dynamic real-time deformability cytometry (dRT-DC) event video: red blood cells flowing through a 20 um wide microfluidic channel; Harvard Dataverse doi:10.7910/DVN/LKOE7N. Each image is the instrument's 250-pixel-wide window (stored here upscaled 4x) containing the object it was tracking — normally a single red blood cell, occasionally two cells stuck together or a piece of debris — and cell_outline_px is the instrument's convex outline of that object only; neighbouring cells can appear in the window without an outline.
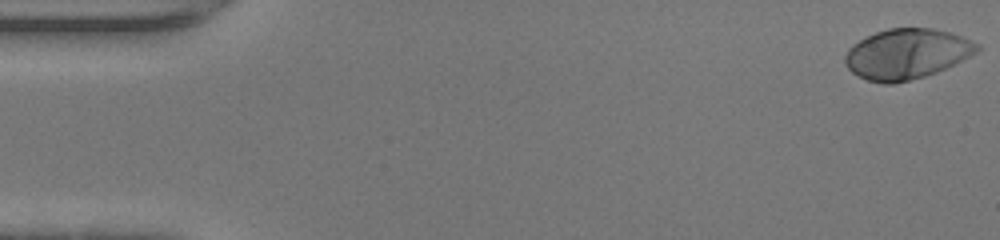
{"species": "human", "species_latin": "Homo sapiens", "temperature_condition": "warm", "stored_images_in_passage": 47, "camera_frame_rate_fps": 3000, "um_per_image_px": 0.085, "donor": {"sex": "female"}, "frame": {"image": 1, "passage_image": 1, "time_ms": 0.0, "image_size_px": [1000, 240], "cell_outline_px": [[980, 48], [976, 52], [936, 72], [924, 76], [892, 84], [884, 84], [868, 80], [852, 72], [844, 64], [844, 56], [848, 48], [852, 44], [876, 32], [888, 28], [932, 28], [948, 32], [960, 36], [980, 44]], "centroid_in_image_um": [77.02, 4.58], "position_along_channel_um": 8.0, "area_um2": 38.21}}
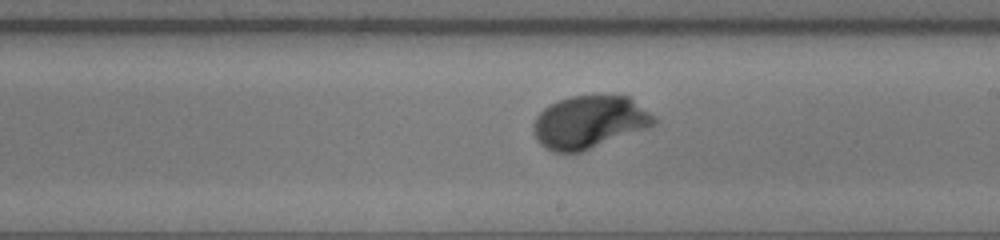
{"frame": {"image": 2, "passage_image": 27, "time_ms": 8.667, "image_size_px": [1000, 240], "cell_outline_px": [[656, 120], [652, 124], [644, 128], [580, 152], [556, 152], [544, 148], [540, 144], [532, 132], [532, 124], [536, 116], [544, 108], [560, 100], [572, 96], [628, 96], [656, 116]], "centroid_in_image_um": [50.03, 10.37], "position_along_channel_um": 239.0, "area_um2": 36.36}}
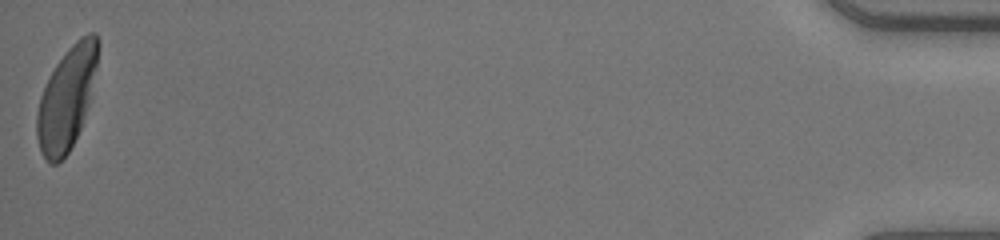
{"frame": {"image": 3, "passage_image": 47, "time_ms": 15.333, "image_size_px": [1000, 240], "cell_outline_px": [[100, 44], [96, 68], [88, 104], [80, 128], [68, 152], [56, 164], [52, 164], [40, 152], [36, 136], [36, 112], [40, 96], [56, 64], [68, 48], [76, 40], [88, 32], [96, 32], [100, 40]], "centroid_in_image_um": [5.66, 8.32], "position_along_channel_um": 429.5, "area_um2": 36.07}, "authors_computed_cell_mechanics": {"area_um2": 36.7608, "velocity_mm_per_s": 4.3966, "shape_relaxation_time_tau1_ms": 1.8465, "shape_relaxation_time_tau2_ms": null, "deformation_change_tau1": 0.1775, "deformation_change_tau2": null}}